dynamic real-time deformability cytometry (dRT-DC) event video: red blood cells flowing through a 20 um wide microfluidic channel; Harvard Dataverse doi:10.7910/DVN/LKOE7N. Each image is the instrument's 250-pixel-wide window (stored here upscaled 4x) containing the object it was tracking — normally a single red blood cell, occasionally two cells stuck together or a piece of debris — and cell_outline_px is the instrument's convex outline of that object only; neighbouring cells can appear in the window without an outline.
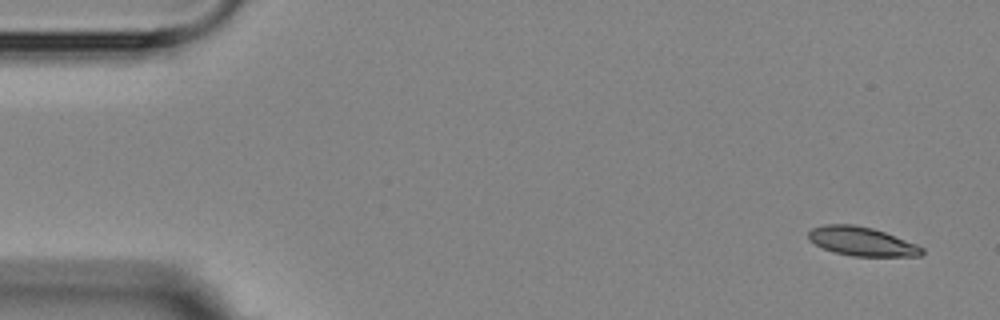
{"species": "Egyptian fruit bat (a non-hibernating species)", "species_latin": "Rousettus aegyptiacus", "temperature_condition": "room temperature", "stored_images_in_passage": 3, "camera_frame_rate_fps": 3000, "um_per_image_px": 0.085, "animal": {"sex": "female"}, "frame": {"image": 1, "passage_image": 1, "time_ms": 0.0, "image_size_px": [1000, 320], "cell_outline_px": [[924, 252], [920, 256], [852, 256], [836, 252], [824, 248], [808, 240], [808, 232], [812, 228], [824, 224], [852, 224], [872, 228], [884, 232], [916, 244], [924, 248]], "centroid_in_image_um": [73.24, 20.51], "position_along_channel_um": 11.8, "area_um2": 18.96}}